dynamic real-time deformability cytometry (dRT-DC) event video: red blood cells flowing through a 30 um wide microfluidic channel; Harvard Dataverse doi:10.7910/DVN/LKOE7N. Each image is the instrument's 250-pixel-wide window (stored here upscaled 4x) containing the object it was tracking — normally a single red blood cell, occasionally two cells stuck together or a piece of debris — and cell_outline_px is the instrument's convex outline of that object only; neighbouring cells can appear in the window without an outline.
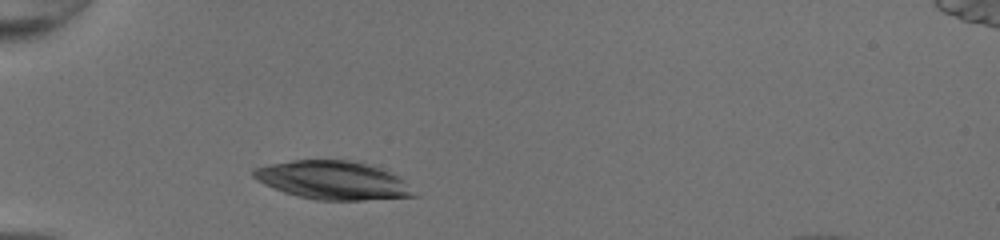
{"species": "common noctule bat (a hibernating species)", "species_latin": "Nyctalus noctula", "temperature_condition": "room temperature", "stored_images_in_passage": 30, "camera_frame_rate_fps": 3000, "um_per_image_px": 0.085, "animal": {"sex": "female", "body_mass_g": 20.0, "forearm_length_mm": 54.0}, "frame": {"image": 1, "passage_image": 1, "time_ms": 0.0, "image_size_px": [1000, 240], "cell_outline_px": [[420, 196], [364, 200], [316, 200], [296, 196], [284, 192], [264, 184], [252, 176], [252, 172], [256, 168], [272, 164], [296, 160], [348, 160], [364, 164], [388, 172], [404, 180]], "centroid_in_image_um": [28.31, 15.34], "position_along_channel_um": 56.7, "area_um2": 35.43}}